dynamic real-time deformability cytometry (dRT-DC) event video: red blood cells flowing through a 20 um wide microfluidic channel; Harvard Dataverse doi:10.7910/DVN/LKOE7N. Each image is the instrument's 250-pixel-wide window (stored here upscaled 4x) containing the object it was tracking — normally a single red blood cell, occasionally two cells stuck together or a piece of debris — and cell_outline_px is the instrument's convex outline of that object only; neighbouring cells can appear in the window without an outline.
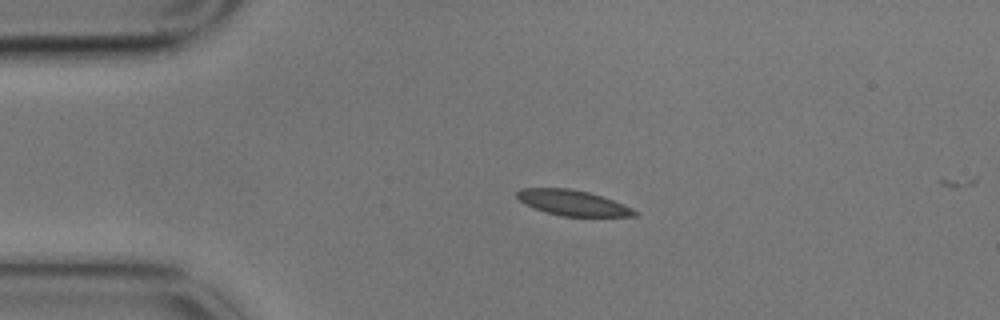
{"species": "common noctule bat (a hibernating species)", "species_latin": "Nyctalus noctula", "temperature_condition": "cold", "stored_images_in_passage": 3, "camera_frame_rate_fps": 3000, "um_per_image_px": 0.085, "animal": {"sex": "male", "body_mass_g": 17.9}, "frame": {"image": 1, "passage_image": 2, "time_ms": 0.333, "image_size_px": [1000, 320], "cell_outline_px": [[640, 212], [636, 216], [560, 216], [524, 204], [516, 196], [516, 192], [520, 188], [572, 188], [588, 192], [624, 204]], "centroid_in_image_um": [48.69, 17.23], "position_along_channel_um": 36.3, "area_um2": 17.34}}